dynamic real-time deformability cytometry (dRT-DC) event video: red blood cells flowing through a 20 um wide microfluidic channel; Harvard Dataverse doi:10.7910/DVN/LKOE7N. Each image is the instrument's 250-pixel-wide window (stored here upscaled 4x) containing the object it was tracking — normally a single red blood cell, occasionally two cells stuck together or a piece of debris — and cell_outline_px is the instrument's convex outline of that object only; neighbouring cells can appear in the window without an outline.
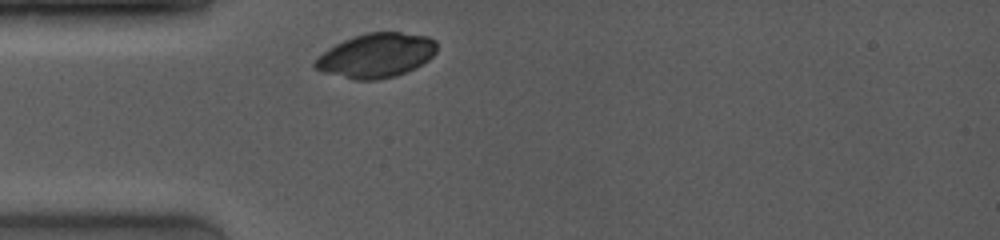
{"species": "common noctule bat (a hibernating species)", "species_latin": "Nyctalus noctula", "temperature_condition": "room temperature", "stored_images_in_passage": 17, "camera_frame_rate_fps": 4000, "um_per_image_px": 0.085, "animal": {"sex": "female", "body_mass_g": 19.0, "forearm_length_mm": 53.3}, "frame": {"image": 1, "passage_image": 1, "time_ms": 0.0, "image_size_px": [1000, 240], "cell_outline_px": [[436, 52], [428, 60], [396, 76], [376, 80], [352, 80], [324, 72], [316, 68], [312, 64], [328, 48], [344, 40], [368, 32], [400, 32], [428, 36], [436, 40]], "centroid_in_image_um": [31.98, 4.71], "position_along_channel_um": 53.0, "area_um2": 31.15}}